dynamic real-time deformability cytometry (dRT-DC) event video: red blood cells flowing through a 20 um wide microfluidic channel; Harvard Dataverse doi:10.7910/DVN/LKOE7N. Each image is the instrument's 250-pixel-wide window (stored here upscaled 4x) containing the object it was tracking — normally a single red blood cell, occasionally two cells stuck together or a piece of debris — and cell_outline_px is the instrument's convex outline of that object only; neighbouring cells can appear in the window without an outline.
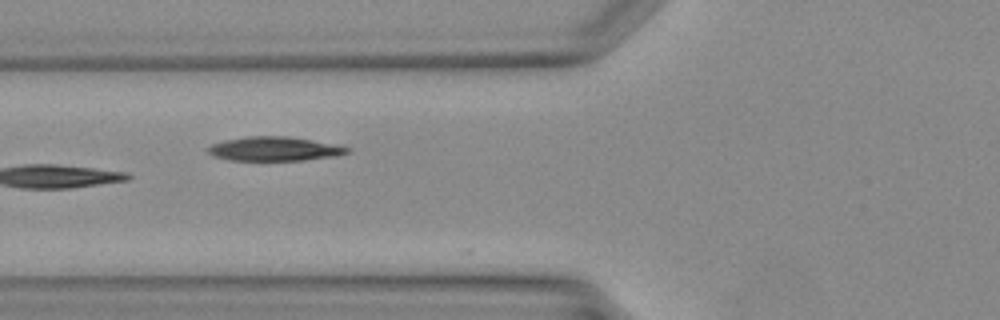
{"species": "Egyptian fruit bat (a non-hibernating species)", "species_latin": "Rousettus aegyptiacus", "temperature_condition": "warm", "stored_images_in_passage": 20, "camera_frame_rate_fps": 3000, "um_per_image_px": 0.085, "animal": {"sex": "female"}, "frame": {"image": 1, "passage_image": 2, "time_ms": 0.333, "image_size_px": [1000, 320], "cell_outline_px": [[352, 148], [348, 152], [336, 156], [304, 160], [228, 160], [212, 156], [208, 152], [208, 148], [212, 144], [224, 140], [244, 136], [288, 136], [340, 144]], "centroid_in_image_um": [23.36, 12.64], "position_along_channel_um": 102.4, "area_um2": 19.83}}